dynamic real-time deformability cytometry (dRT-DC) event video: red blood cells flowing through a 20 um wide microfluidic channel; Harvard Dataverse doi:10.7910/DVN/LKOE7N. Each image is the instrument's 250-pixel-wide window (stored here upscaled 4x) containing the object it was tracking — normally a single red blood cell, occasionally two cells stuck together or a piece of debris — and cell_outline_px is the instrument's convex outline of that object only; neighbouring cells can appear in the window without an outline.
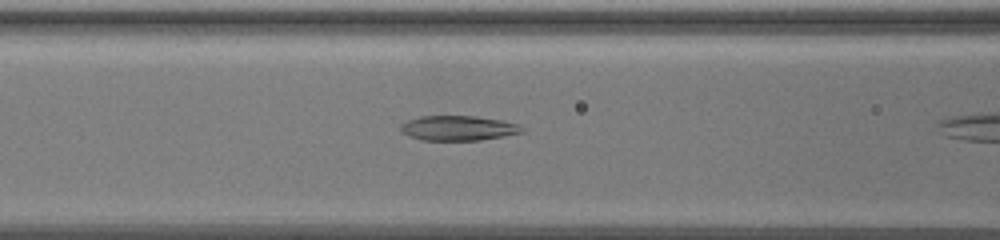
{"species": "common noctule bat (a hibernating species)", "species_latin": "Nyctalus noctula", "temperature_condition": "warm", "stored_images_in_passage": 6, "camera_frame_rate_fps": 3000, "um_per_image_px": 0.085, "animal": {"sex": "female", "body_mass_g": 19.5, "forearm_length_mm": 54.1}, "frame": {"image": 1, "passage_image": 5, "time_ms": 1.333, "image_size_px": [1000, 240], "cell_outline_px": [[524, 132], [504, 136], [480, 140], [420, 140], [408, 136], [400, 132], [400, 124], [408, 120], [420, 116], [476, 116], [500, 120], [520, 124], [524, 128]], "centroid_in_image_um": [38.93, 10.89], "position_along_channel_um": 127.7, "area_um2": 17.74}}